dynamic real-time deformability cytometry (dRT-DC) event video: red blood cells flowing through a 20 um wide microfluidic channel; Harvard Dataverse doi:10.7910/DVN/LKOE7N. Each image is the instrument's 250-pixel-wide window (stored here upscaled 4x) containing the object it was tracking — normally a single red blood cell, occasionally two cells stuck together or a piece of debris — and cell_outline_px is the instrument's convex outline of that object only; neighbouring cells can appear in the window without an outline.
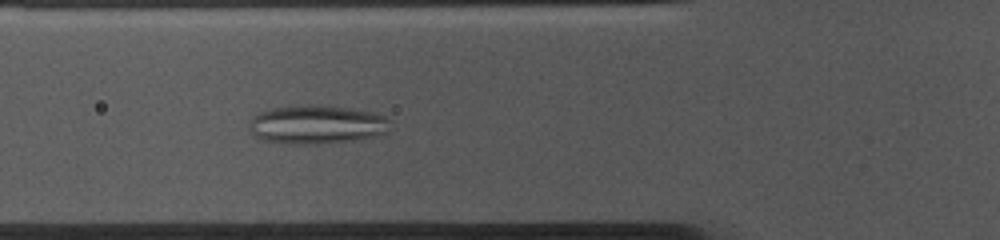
{"species": "common noctule bat (a hibernating species)", "species_latin": "Nyctalus noctula", "temperature_condition": "cold", "stored_images_in_passage": 48, "camera_frame_rate_fps": 3000, "um_per_image_px": 0.085, "animal": {"sex": "female", "body_mass_g": 10.0, "forearm_length_mm": 53.1}, "frame": {"image": 1, "passage_image": 12, "time_ms": 3.667, "image_size_px": [1000, 240], "cell_outline_px": [[388, 132], [376, 136], [360, 140], [316, 144], [296, 144], [260, 140], [248, 128], [248, 124], [252, 116], [256, 112], [272, 108], [300, 104], [312, 104], [352, 108], [376, 112], [384, 116], [388, 120]], "centroid_in_image_um": [26.9, 10.57], "position_along_channel_um": 98.9, "area_um2": 32.43}}
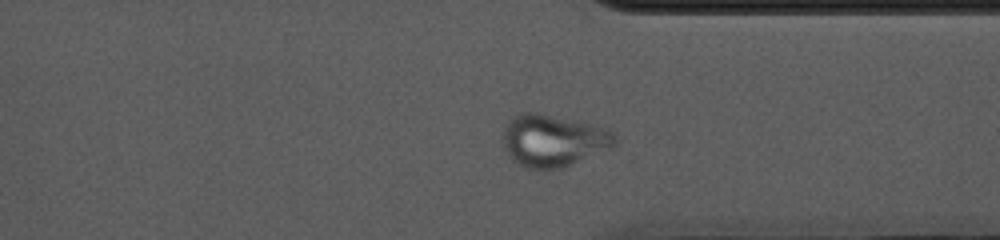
{"frame": {"image": 2, "passage_image": 34, "time_ms": 11.0, "image_size_px": [1000, 240], "cell_outline_px": [[616, 144], [612, 148], [560, 168], [548, 172], [528, 168], [512, 160], [504, 148], [504, 128], [508, 120], [512, 116], [520, 112], [536, 112], [576, 120], [608, 128], [616, 132]], "centroid_in_image_um": [47.04, 11.95], "position_along_channel_um": 364.4, "area_um2": 34.51}}
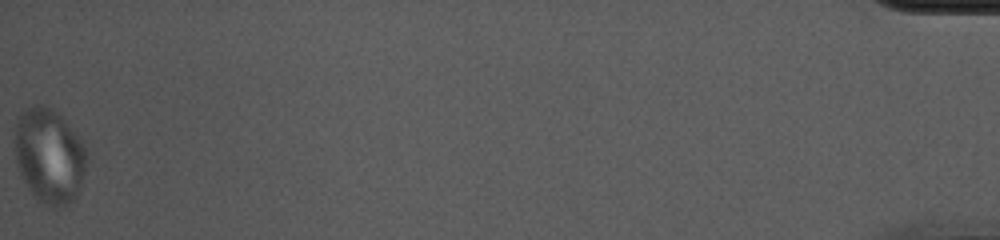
{"frame": {"image": 3, "passage_image": 48, "time_ms": 15.667, "image_size_px": [1000, 240], "cell_outline_px": [[88, 156], [84, 172], [76, 196], [68, 204], [60, 208], [52, 208], [44, 204], [28, 188], [16, 164], [12, 140], [16, 120], [20, 112], [24, 108], [32, 104], [44, 104], [56, 112], [80, 136], [88, 152]], "centroid_in_image_um": [4.16, 13.19], "position_along_channel_um": 431.0, "area_um2": 40.46}}